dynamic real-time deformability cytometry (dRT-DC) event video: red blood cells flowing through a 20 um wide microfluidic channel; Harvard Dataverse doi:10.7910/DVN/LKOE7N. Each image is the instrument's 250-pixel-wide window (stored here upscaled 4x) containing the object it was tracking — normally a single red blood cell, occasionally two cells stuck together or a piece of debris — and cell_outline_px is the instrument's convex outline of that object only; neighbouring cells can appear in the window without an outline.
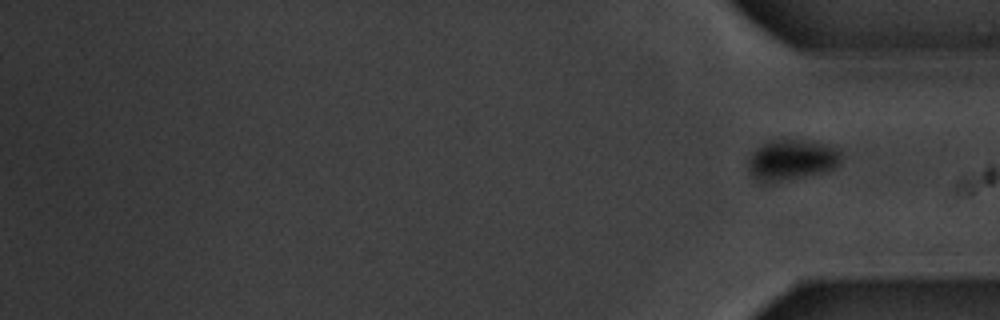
{"species": "common noctule bat (a hibernating species)", "species_latin": "Nyctalus noctula", "temperature_condition": "warm", "stored_images_in_passage": 12, "camera_frame_rate_fps": 3000, "um_per_image_px": 0.085, "animal": {"sex": "male", "body_mass_g": 20.1, "forearm_length_mm": 53.5}, "frame": {"image": 1, "passage_image": 12, "time_ms": 14.0, "image_size_px": [1000, 320], "cell_outline_px": [[844, 148], [840, 160], [832, 168], [824, 172], [776, 180], [756, 180], [748, 164], [748, 160], [752, 152], [760, 144], [772, 140], [812, 140], [836, 144]], "centroid_in_image_um": [67.4, 13.49], "position_along_channel_um": 367.8, "area_um2": 21.85}}